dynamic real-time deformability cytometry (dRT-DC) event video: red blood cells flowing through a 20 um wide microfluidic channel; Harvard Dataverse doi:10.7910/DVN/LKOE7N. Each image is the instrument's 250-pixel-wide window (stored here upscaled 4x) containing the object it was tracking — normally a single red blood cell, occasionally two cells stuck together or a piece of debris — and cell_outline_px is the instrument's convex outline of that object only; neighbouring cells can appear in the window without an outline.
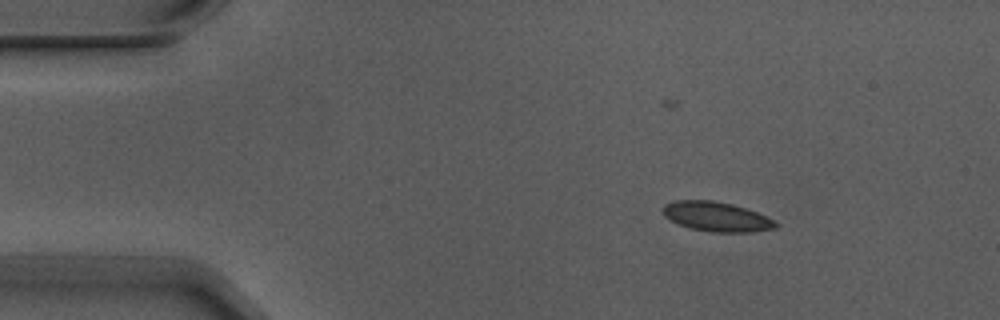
{"species": "Egyptian fruit bat (a non-hibernating species)", "species_latin": "Rousettus aegyptiacus", "temperature_condition": "warm", "stored_images_in_passage": 4, "camera_frame_rate_fps": 3000, "um_per_image_px": 0.085, "animal": {"sex": "male"}, "frame": {"image": 1, "passage_image": 1, "time_ms": 0.0, "image_size_px": [1000, 320], "cell_outline_px": [[780, 224], [776, 228], [752, 232], [712, 232], [692, 228], [668, 220], [664, 216], [664, 204], [676, 200], [712, 200], [732, 204], [756, 212]], "centroid_in_image_um": [60.89, 18.41], "position_along_channel_um": 24.1, "area_um2": 19.25}}
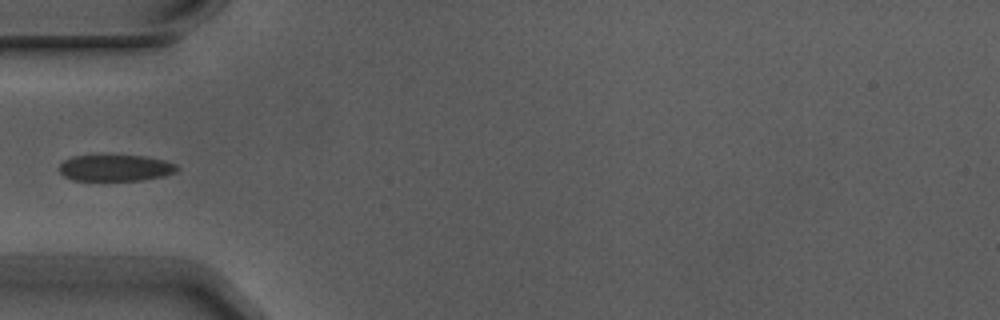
{"frame": {"image": 2, "passage_image": 3, "time_ms": 0.667, "image_size_px": [1000, 320], "cell_outline_px": [[180, 168], [176, 172], [164, 176], [144, 180], [72, 180], [64, 176], [60, 172], [60, 164], [64, 160], [72, 156], [144, 156], [164, 160], [176, 164]], "centroid_in_image_um": [9.84, 14.28], "position_along_channel_um": 75.2, "area_um2": 18.03}}